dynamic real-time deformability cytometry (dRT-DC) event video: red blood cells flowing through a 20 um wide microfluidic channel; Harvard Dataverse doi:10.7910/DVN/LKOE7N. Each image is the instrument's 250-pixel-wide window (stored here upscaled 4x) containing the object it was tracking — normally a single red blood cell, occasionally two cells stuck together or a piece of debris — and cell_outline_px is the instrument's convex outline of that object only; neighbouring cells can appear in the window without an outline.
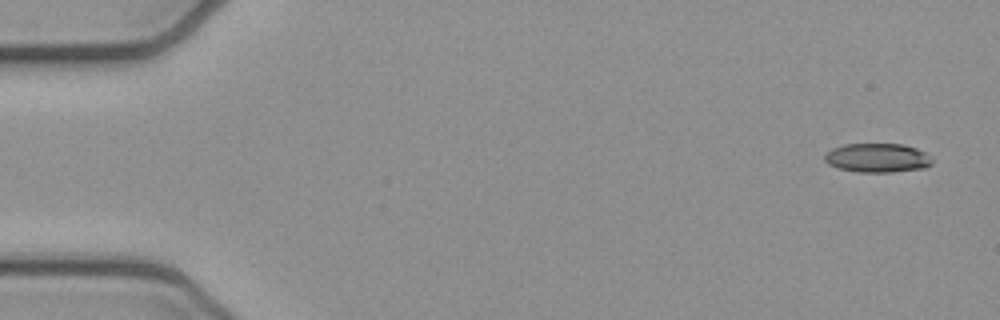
{"species": "common noctule bat (a hibernating species)", "species_latin": "Nyctalus noctula", "temperature_condition": "cold", "stored_images_in_passage": 52, "camera_frame_rate_fps": 3000, "um_per_image_px": 0.085, "animal": {"sex": "female", "body_mass_g": 21.9}, "frame": {"image": 1, "passage_image": 2, "time_ms": 0.333, "image_size_px": [1000, 320], "cell_outline_px": [[932, 164], [924, 168], [892, 172], [856, 172], [840, 168], [828, 164], [824, 160], [824, 156], [832, 148], [844, 144], [900, 144], [916, 148], [924, 152], [932, 160]], "centroid_in_image_um": [74.56, 13.42], "position_along_channel_um": 10.4, "area_um2": 18.09}}
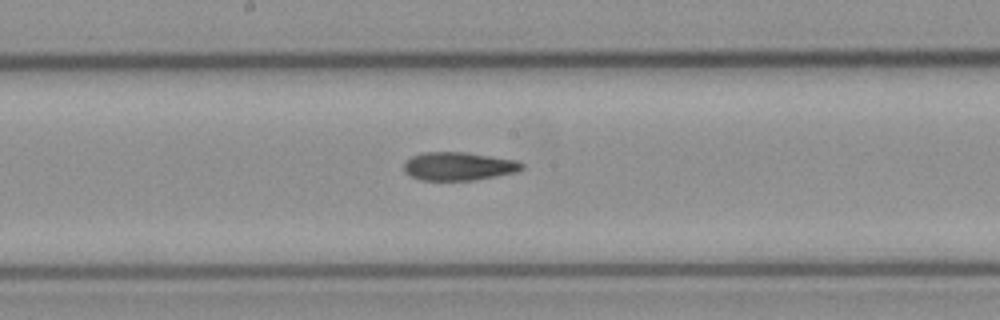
{"frame": {"image": 2, "passage_image": 27, "time_ms": 8.667, "image_size_px": [1000, 320], "cell_outline_px": [[524, 168], [516, 172], [496, 176], [472, 180], [420, 180], [404, 172], [404, 164], [412, 156], [420, 152], [464, 152], [516, 160], [524, 164]], "centroid_in_image_um": [38.98, 14.13], "position_along_channel_um": 209.2, "area_um2": 19.36}}
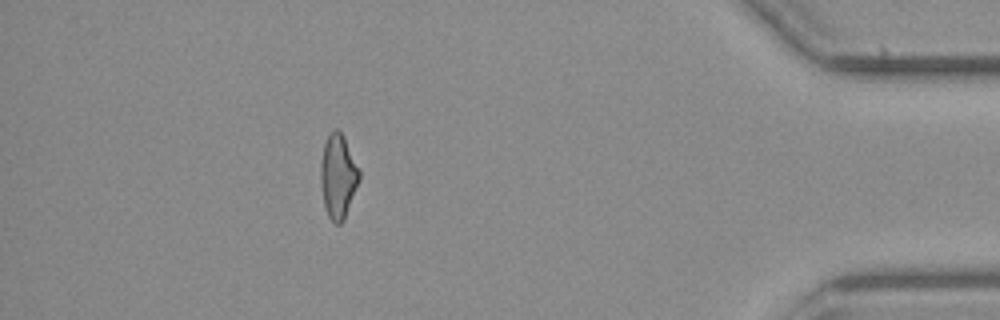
{"frame": {"image": 3, "passage_image": 46, "time_ms": 15.0, "image_size_px": [1000, 320], "cell_outline_px": [[360, 180], [344, 220], [340, 224], [336, 224], [328, 216], [324, 204], [320, 180], [320, 164], [324, 144], [328, 132], [332, 128], [336, 128], [344, 136], [360, 172]], "centroid_in_image_um": [28.73, 14.96], "position_along_channel_um": 406.5, "area_um2": 19.02}, "authors_computed_cell_mechanics": {"area_um2": 19.2474, "velocity_mm_per_s": 3.9409, "shape_relaxation_time_tau1_ms": null, "shape_relaxation_time_tau2_ms": 5.5596, "deformation_change_tau1": null, "deformation_change_tau2": 0.1771}}